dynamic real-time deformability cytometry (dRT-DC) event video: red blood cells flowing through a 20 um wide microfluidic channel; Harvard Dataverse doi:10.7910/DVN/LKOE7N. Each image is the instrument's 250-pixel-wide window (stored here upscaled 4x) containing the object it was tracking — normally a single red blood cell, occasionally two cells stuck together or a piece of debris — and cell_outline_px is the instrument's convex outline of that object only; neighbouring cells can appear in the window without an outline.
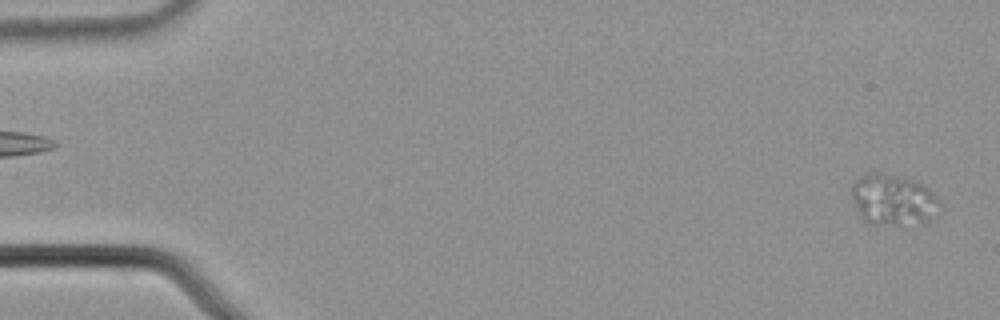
{"species": "common noctule bat (a hibernating species)", "species_latin": "Nyctalus noctula", "temperature_condition": "cold", "stored_images_in_passage": 11, "camera_frame_rate_fps": 3000, "um_per_image_px": 0.085, "animal": {"sex": "male", "body_mass_g": 21.5, "forearm_length_mm": 52.0}, "frame": {"image": 1, "passage_image": 1, "time_ms": 0.0, "image_size_px": [1000, 320], "cell_outline_px": [[940, 200], [928, 220], [920, 224], [872, 224], [864, 220], [860, 216], [856, 208], [852, 196], [852, 184], [856, 180], [868, 172], [880, 172], [896, 176], [920, 184], [928, 188]], "centroid_in_image_um": [75.85, 16.98], "position_along_channel_um": 9.1, "area_um2": 25.49}}
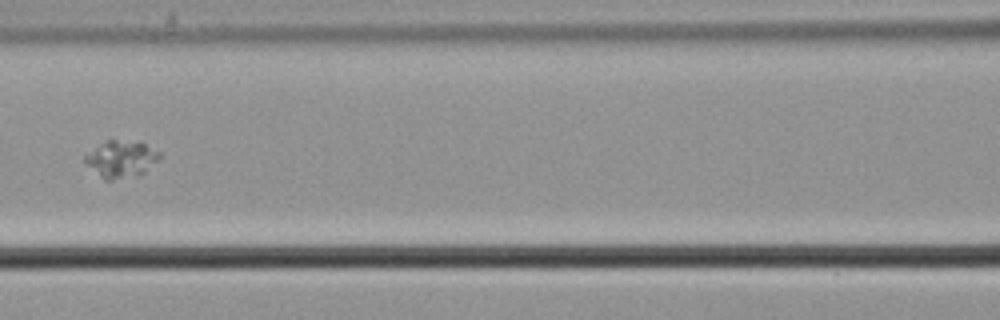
{"frame": {"image": 2, "passage_image": 7, "time_ms": 2.0, "image_size_px": [1000, 320], "cell_outline_px": [[160, 156], [144, 172], [136, 176], [112, 180], [104, 180], [84, 164], [84, 156], [108, 140], [140, 140], [160, 152]], "centroid_in_image_um": [10.29, 13.51], "position_along_channel_um": 156.3, "area_um2": 16.01}}
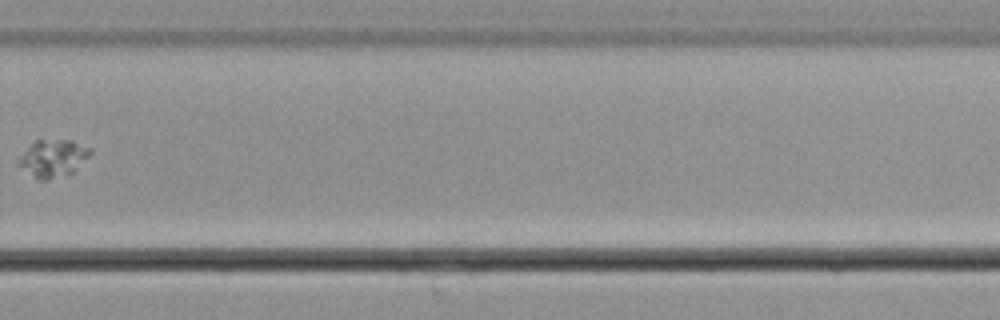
{"frame": {"image": 3, "passage_image": 11, "time_ms": 3.333, "image_size_px": [1000, 320], "cell_outline_px": [[92, 152], [68, 176], [48, 180], [40, 180], [16, 164], [20, 156], [36, 140], [72, 140], [92, 148]], "centroid_in_image_um": [4.53, 13.46], "position_along_channel_um": 325.3, "area_um2": 15.43}}